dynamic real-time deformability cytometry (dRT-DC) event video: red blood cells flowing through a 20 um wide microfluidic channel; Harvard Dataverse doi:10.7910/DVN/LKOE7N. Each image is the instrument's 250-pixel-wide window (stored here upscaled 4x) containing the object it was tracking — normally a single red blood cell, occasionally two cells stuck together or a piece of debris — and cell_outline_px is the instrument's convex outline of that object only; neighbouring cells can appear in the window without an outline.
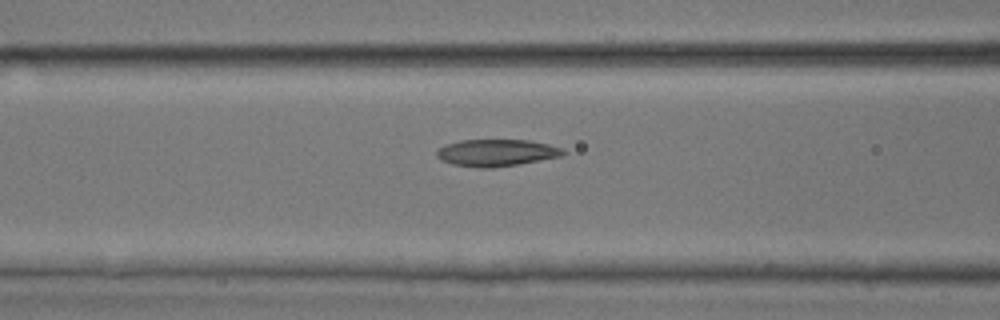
{"species": "common noctule bat (a hibernating species)", "species_latin": "Nyctalus noctula", "temperature_condition": "room temperature", "stored_images_in_passage": 8, "camera_frame_rate_fps": 3000, "um_per_image_px": 0.085, "animal": {"sex": "male", "body_mass_g": 17.9, "forearm_length_mm": 54.2}, "frame": {"image": 1, "passage_image": 4, "time_ms": 1.0, "image_size_px": [1000, 320], "cell_outline_px": [[568, 152], [560, 156], [520, 164], [492, 168], [476, 168], [452, 164], [440, 160], [436, 156], [436, 152], [440, 148], [448, 144], [460, 140], [528, 140], [548, 144], [564, 148]], "centroid_in_image_um": [42.21, 12.99], "position_along_channel_um": 124.4, "area_um2": 19.94}}
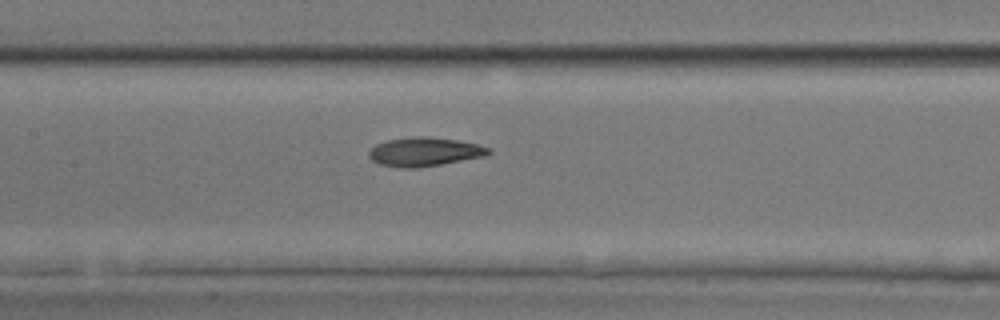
{"frame": {"image": 2, "passage_image": 7, "time_ms": 2.0, "image_size_px": [1000, 320], "cell_outline_px": [[492, 152], [484, 156], [440, 164], [416, 168], [400, 168], [380, 164], [372, 160], [368, 156], [368, 152], [376, 144], [388, 140], [412, 136], [428, 136], [456, 140], [476, 144], [492, 148]], "centroid_in_image_um": [36.07, 12.9], "position_along_channel_um": 171.3, "area_um2": 20.06}}